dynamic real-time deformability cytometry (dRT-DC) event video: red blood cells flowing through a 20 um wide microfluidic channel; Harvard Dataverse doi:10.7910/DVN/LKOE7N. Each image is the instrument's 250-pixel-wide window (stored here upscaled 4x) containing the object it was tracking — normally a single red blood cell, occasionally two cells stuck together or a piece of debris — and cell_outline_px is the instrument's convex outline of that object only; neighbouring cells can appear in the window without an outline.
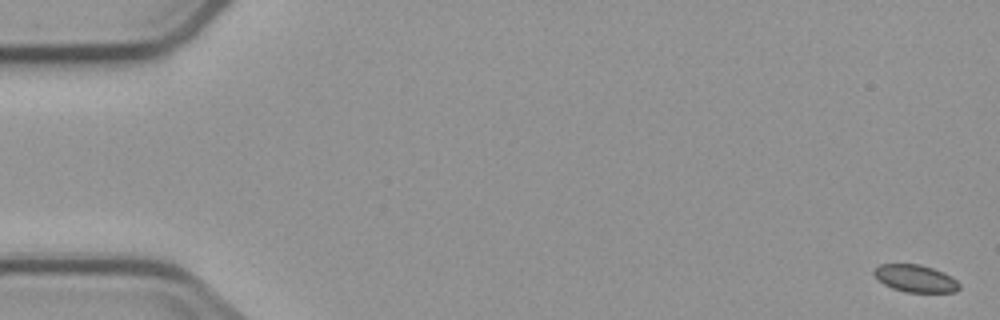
{"species": "common noctule bat (a hibernating species)", "species_latin": "Nyctalus noctula", "temperature_condition": "cold", "stored_images_in_passage": 6, "camera_frame_rate_fps": 3000, "um_per_image_px": 0.085, "animal": {"sex": "male", "body_mass_g": 23.1, "forearm_length_mm": 52.7}, "frame": {"image": 1, "passage_image": 1, "time_ms": 0.0, "image_size_px": [1000, 320], "cell_outline_px": [[960, 288], [956, 292], [904, 292], [892, 288], [884, 284], [872, 272], [880, 264], [920, 264], [944, 272], [952, 276], [960, 284]], "centroid_in_image_um": [77.85, 23.67], "position_along_channel_um": 7.2, "area_um2": 13.58}}
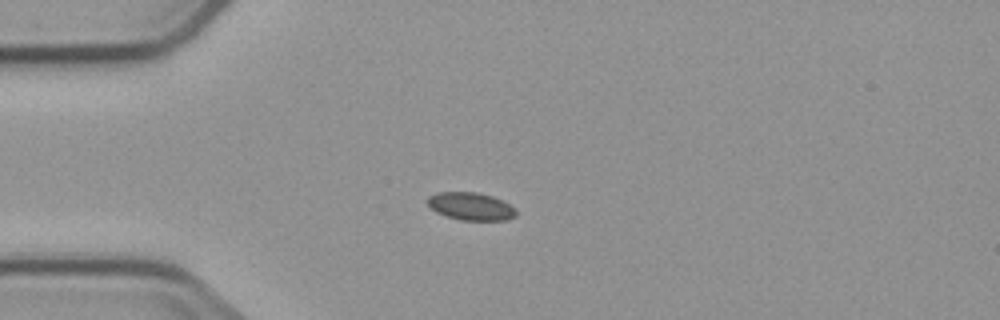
{"frame": {"image": 2, "passage_image": 5, "time_ms": 4.667, "image_size_px": [1000, 320], "cell_outline_px": [[516, 216], [508, 220], [460, 220], [436, 212], [428, 204], [428, 196], [436, 192], [476, 192], [492, 196], [516, 208]], "centroid_in_image_um": [40.03, 17.54], "position_along_channel_um": 45.0, "area_um2": 14.22}}